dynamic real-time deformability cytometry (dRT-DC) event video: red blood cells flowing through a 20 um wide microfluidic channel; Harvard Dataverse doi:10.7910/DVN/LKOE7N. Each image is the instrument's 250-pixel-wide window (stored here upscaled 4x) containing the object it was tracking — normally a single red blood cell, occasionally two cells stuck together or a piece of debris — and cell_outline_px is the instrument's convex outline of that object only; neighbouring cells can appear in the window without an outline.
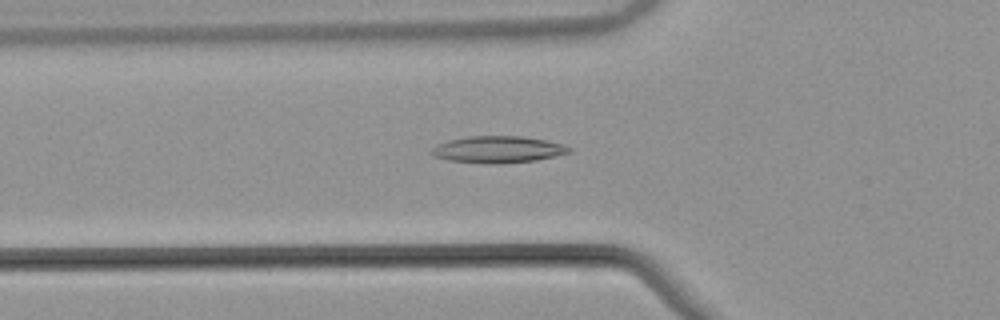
{"species": "common noctule bat (a hibernating species)", "species_latin": "Nyctalus noctula", "temperature_condition": "warm", "stored_images_in_passage": 53, "camera_frame_rate_fps": 3000, "um_per_image_px": 0.085, "animal": {"sex": "male", "body_mass_g": 21.5, "forearm_length_mm": 52.0}, "frame": {"image": 1, "passage_image": 19, "time_ms": 6.0, "image_size_px": [1000, 320], "cell_outline_px": [[572, 152], [536, 160], [500, 164], [492, 164], [448, 160], [432, 156], [428, 152], [436, 144], [448, 140], [468, 136], [524, 136], [564, 144], [572, 148]], "centroid_in_image_um": [42.3, 12.7], "position_along_channel_um": 83.5, "area_um2": 21.68}}
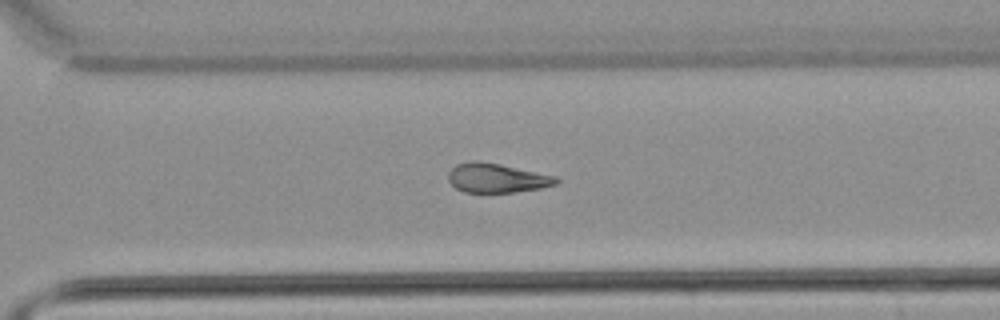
{"frame": {"image": 2, "passage_image": 38, "time_ms": 12.333, "image_size_px": [1000, 320], "cell_outline_px": [[560, 180], [556, 184], [540, 188], [512, 192], [464, 192], [456, 188], [448, 180], [448, 172], [456, 164], [472, 160], [476, 160], [500, 164], [556, 176]], "centroid_in_image_um": [42.2, 15.12], "position_along_channel_um": 328.4, "area_um2": 18.32}}
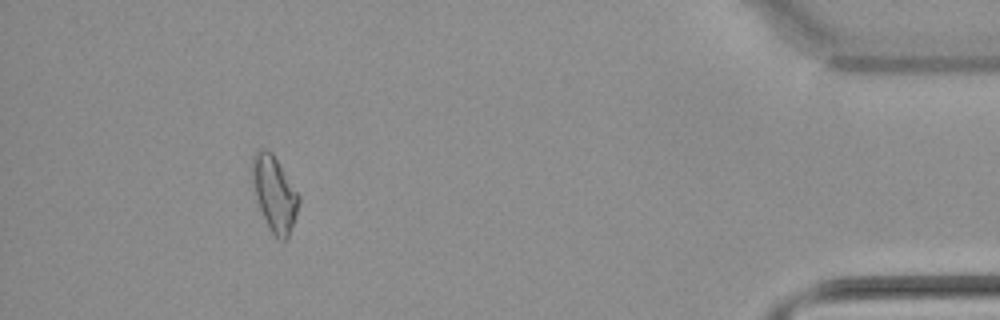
{"frame": {"image": 3, "passage_image": 49, "time_ms": 16.0, "image_size_px": [1000, 320], "cell_outline_px": [[300, 200], [288, 240], [280, 240], [268, 228], [260, 208], [256, 196], [252, 180], [252, 156], [260, 148], [264, 148], [272, 152], [300, 196]], "centroid_in_image_um": [23.33, 16.45], "position_along_channel_um": 411.9, "area_um2": 20.17}, "authors_computed_cell_mechanics": {"area_um2": 19.5942, "velocity_mm_per_s": 3.8663, "shape_relaxation_time_tau1_ms": null, "shape_relaxation_time_tau2_ms": 5.813, "deformation_change_tau1": null, "deformation_change_tau2": 0.1541}}